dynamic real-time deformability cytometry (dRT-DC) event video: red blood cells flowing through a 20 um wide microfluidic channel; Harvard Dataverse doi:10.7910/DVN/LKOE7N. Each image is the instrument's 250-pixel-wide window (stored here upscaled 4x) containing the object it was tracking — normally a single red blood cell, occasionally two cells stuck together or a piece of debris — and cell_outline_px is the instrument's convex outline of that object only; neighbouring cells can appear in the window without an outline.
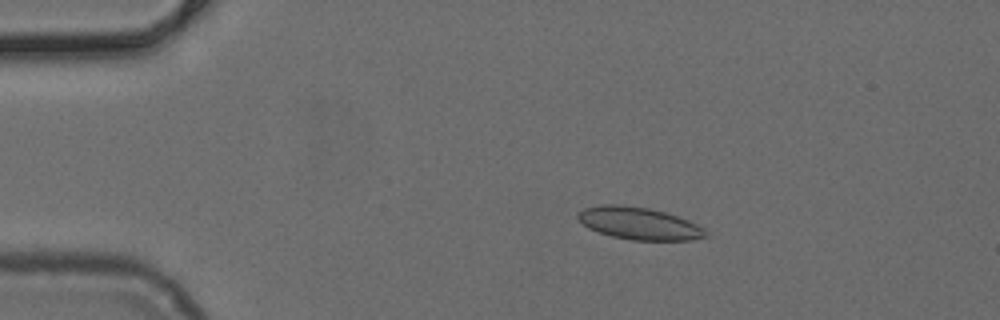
{"species": "common noctule bat (a hibernating species)", "species_latin": "Nyctalus noctula", "temperature_condition": "cold", "stored_images_in_passage": 44, "camera_frame_rate_fps": 3000, "um_per_image_px": 0.085, "animal": {"sex": "female", "body_mass_g": 24.6, "forearm_length_mm": 56.2}, "frame": {"image": 1, "passage_image": 3, "time_ms": 0.667, "image_size_px": [1000, 320], "cell_outline_px": [[708, 236], [688, 240], [632, 240], [612, 236], [588, 228], [576, 216], [576, 212], [584, 208], [604, 204], [620, 204], [648, 208], [664, 212], [688, 220], [704, 228]], "centroid_in_image_um": [54.29, 18.98], "position_along_channel_um": 30.7, "area_um2": 23.87}}
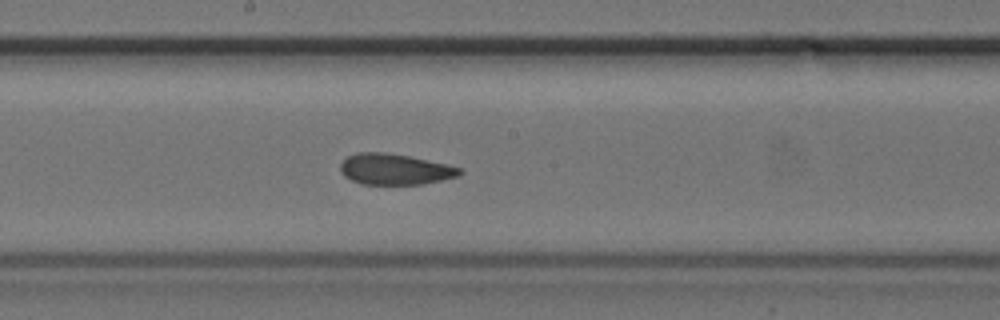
{"frame": {"image": 2, "passage_image": 21, "time_ms": 6.667, "image_size_px": [1000, 320], "cell_outline_px": [[464, 172], [460, 176], [424, 184], [360, 184], [344, 176], [340, 172], [340, 164], [348, 156], [356, 152], [388, 152], [448, 164], [464, 168]], "centroid_in_image_um": [33.6, 14.38], "position_along_channel_um": 214.6, "area_um2": 21.79}}
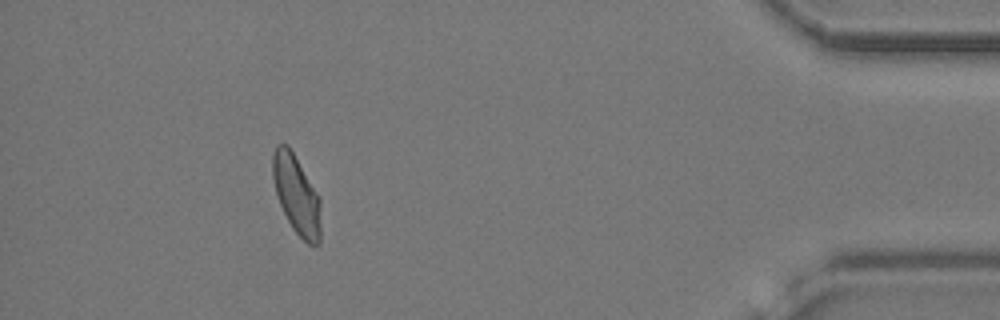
{"frame": {"image": 3, "passage_image": 40, "time_ms": 13.0, "image_size_px": [1000, 320], "cell_outline_px": [[320, 244], [308, 244], [292, 228], [280, 204], [276, 192], [272, 176], [272, 156], [276, 144], [288, 144], [320, 196]], "centroid_in_image_um": [25.2, 16.52], "position_along_channel_um": 410.0, "area_um2": 22.08}}